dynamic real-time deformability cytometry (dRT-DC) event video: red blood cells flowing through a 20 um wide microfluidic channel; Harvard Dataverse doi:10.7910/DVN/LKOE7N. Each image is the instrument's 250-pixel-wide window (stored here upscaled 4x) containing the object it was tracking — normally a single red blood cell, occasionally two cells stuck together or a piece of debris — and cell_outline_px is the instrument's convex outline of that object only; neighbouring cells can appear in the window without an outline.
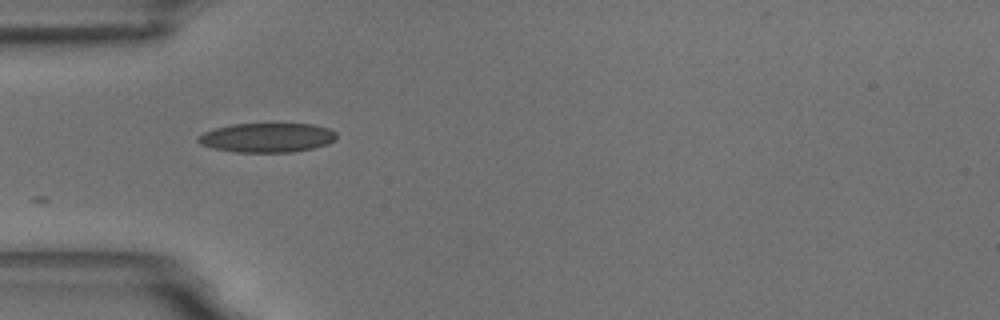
{"species": "common noctule bat (a hibernating species)", "species_latin": "Nyctalus noctula", "temperature_condition": "room temperature", "stored_images_in_passage": 4, "camera_frame_rate_fps": 3000, "um_per_image_px": 0.085, "animal": {"sex": "male", "body_mass_g": 18.8}, "frame": {"image": 1, "passage_image": 1, "time_ms": 0.0, "image_size_px": [1000, 320], "cell_outline_px": [[336, 140], [328, 144], [312, 148], [292, 152], [236, 152], [212, 148], [200, 144], [196, 140], [204, 132], [216, 128], [232, 124], [312, 124], [328, 128], [336, 132]], "centroid_in_image_um": [22.72, 11.7], "position_along_channel_um": 62.3, "area_um2": 23.58}}